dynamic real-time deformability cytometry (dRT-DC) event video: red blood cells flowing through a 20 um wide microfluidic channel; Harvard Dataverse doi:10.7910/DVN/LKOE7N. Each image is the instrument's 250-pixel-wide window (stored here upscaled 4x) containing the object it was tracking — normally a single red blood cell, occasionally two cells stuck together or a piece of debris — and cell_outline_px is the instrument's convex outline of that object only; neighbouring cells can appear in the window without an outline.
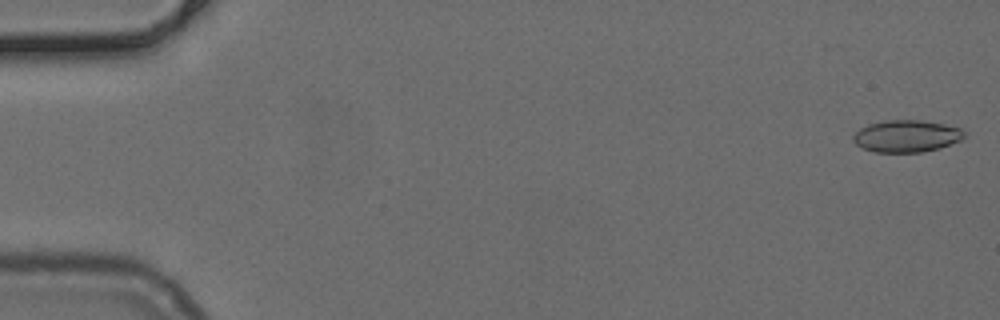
{"species": "common noctule bat (a hibernating species)", "species_latin": "Nyctalus noctula", "temperature_condition": "cold", "stored_images_in_passage": 51, "camera_frame_rate_fps": 3000, "um_per_image_px": 0.085, "animal": {"sex": "female", "body_mass_g": 24.6, "forearm_length_mm": 56.2}, "frame": {"image": 1, "passage_image": 1, "time_ms": 0.0, "image_size_px": [1000, 320], "cell_outline_px": [[968, 136], [960, 140], [940, 148], [920, 152], [876, 152], [864, 148], [856, 144], [852, 140], [852, 136], [860, 128], [868, 124], [884, 120], [920, 120], [944, 124], [960, 128]], "centroid_in_image_um": [77.06, 11.56], "position_along_channel_um": 7.9, "area_um2": 20.75}}
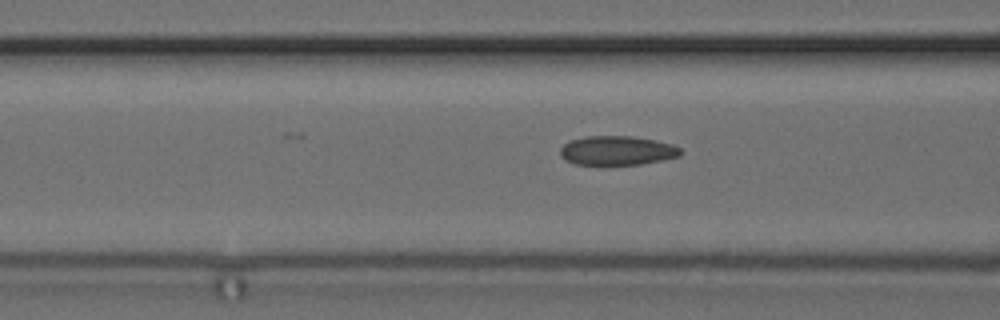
{"frame": {"image": 2, "passage_image": 20, "time_ms": 6.333, "image_size_px": [1000, 320], "cell_outline_px": [[680, 156], [664, 160], [640, 164], [572, 164], [564, 160], [560, 156], [560, 148], [568, 140], [584, 136], [632, 136], [656, 140], [672, 144], [680, 148]], "centroid_in_image_um": [52.41, 12.79], "position_along_channel_um": 114.2, "area_um2": 20.63}}
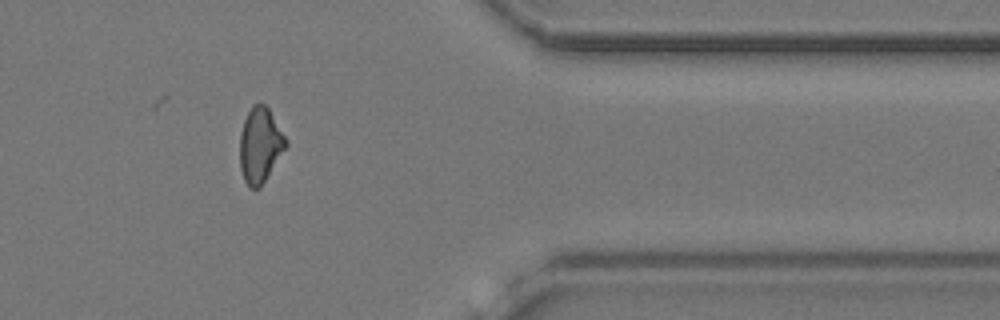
{"frame": {"image": 3, "passage_image": 42, "time_ms": 13.667, "image_size_px": [1000, 320], "cell_outline_px": [[288, 144], [260, 188], [248, 188], [244, 180], [240, 168], [240, 132], [244, 120], [252, 104], [264, 104], [268, 108], [288, 140]], "centroid_in_image_um": [22.1, 12.35], "position_along_channel_um": 389.3, "area_um2": 20.11}}